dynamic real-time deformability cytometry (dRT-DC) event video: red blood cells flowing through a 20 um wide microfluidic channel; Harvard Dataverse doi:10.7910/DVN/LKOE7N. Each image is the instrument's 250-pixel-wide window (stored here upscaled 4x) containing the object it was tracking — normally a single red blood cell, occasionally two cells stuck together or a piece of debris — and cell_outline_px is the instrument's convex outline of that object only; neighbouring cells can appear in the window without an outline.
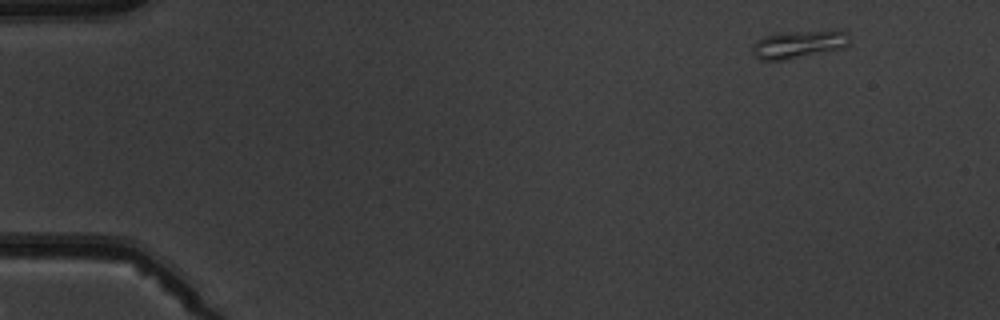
{"species": "common noctule bat (a hibernating species)", "species_latin": "Nyctalus noctula", "temperature_condition": "warm", "stored_images_in_passage": 4, "camera_frame_rate_fps": 3000, "um_per_image_px": 0.085, "animal": {"sex": "male", "body_mass_g": 19.5, "forearm_length_mm": 54.6}, "frame": {"image": 1, "passage_image": 1, "time_ms": 0.0, "image_size_px": [1000, 320], "cell_outline_px": [[852, 40], [844, 48], [784, 60], [760, 60], [752, 52], [752, 44], [756, 40], [764, 36], [780, 32], [832, 28], [836, 28], [848, 32]], "centroid_in_image_um": [67.97, 3.71], "position_along_channel_um": 17.0, "area_um2": 16.53}}